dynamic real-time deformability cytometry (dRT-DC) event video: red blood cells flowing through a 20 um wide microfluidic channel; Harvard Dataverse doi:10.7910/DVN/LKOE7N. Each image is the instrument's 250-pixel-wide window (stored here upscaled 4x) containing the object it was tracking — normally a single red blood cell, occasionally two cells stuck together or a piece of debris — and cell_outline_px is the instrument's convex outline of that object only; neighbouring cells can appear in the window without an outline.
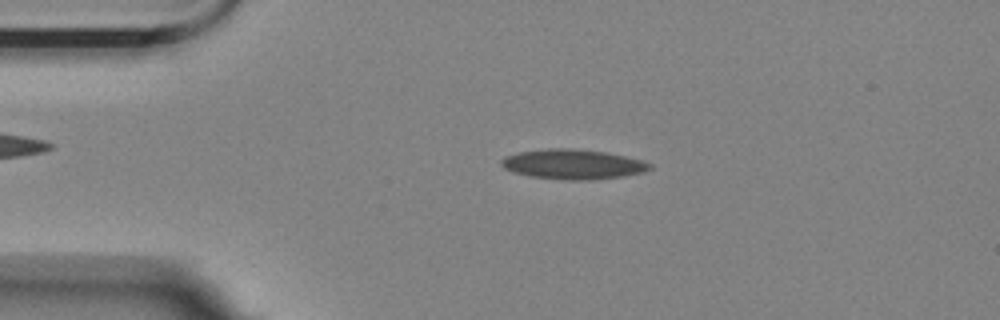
{"species": "Egyptian fruit bat (a non-hibernating species)", "species_latin": "Rousettus aegyptiacus", "temperature_condition": "room temperature", "stored_images_in_passage": 3, "camera_frame_rate_fps": 3000, "um_per_image_px": 0.085, "animal": {"sex": "female"}, "frame": {"image": 1, "passage_image": 2, "time_ms": 0.333, "image_size_px": [1000, 320], "cell_outline_px": [[652, 168], [644, 172], [624, 176], [592, 180], [568, 180], [528, 176], [512, 172], [504, 168], [500, 164], [500, 160], [504, 156], [516, 152], [548, 148], [572, 148], [604, 152], [624, 156], [640, 160], [652, 164]], "centroid_in_image_um": [48.65, 13.96], "position_along_channel_um": 36.4, "area_um2": 26.01}}